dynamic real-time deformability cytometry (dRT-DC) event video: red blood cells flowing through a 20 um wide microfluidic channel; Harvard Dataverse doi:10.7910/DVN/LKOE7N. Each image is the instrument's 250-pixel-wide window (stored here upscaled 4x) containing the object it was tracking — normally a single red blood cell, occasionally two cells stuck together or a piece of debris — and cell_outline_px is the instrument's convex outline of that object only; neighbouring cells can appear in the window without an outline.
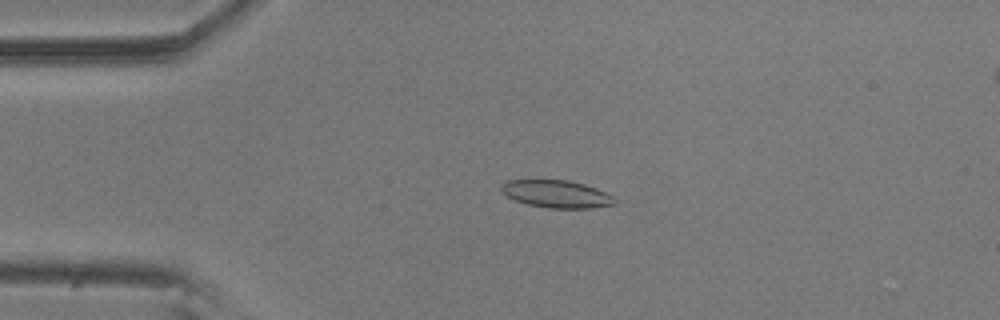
{"species": "common noctule bat (a hibernating species)", "species_latin": "Nyctalus noctula", "temperature_condition": "room temperature", "stored_images_in_passage": 44, "camera_frame_rate_fps": 3000, "um_per_image_px": 0.085, "animal": {"sex": "male", "body_mass_g": 20.5, "forearm_length_mm": 52.5}, "frame": {"image": 1, "passage_image": 12, "time_ms": 3.667, "image_size_px": [1000, 320], "cell_outline_px": [[616, 204], [592, 208], [548, 208], [528, 204], [516, 200], [508, 196], [500, 188], [500, 184], [508, 180], [568, 180], [584, 184], [596, 188], [612, 196], [616, 200]], "centroid_in_image_um": [47.32, 16.49], "position_along_channel_um": 37.7, "area_um2": 18.03}}
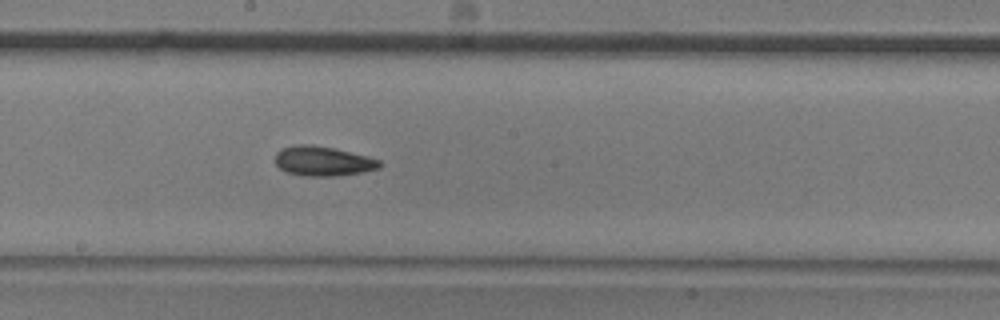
{"frame": {"image": 2, "passage_image": 30, "time_ms": 9.667, "image_size_px": [1000, 320], "cell_outline_px": [[384, 164], [380, 168], [360, 172], [336, 176], [304, 176], [288, 172], [280, 168], [276, 164], [276, 152], [280, 148], [296, 144], [312, 144], [332, 148], [368, 156], [380, 160]], "centroid_in_image_um": [27.45, 13.69], "position_along_channel_um": 220.7, "area_um2": 18.09}}
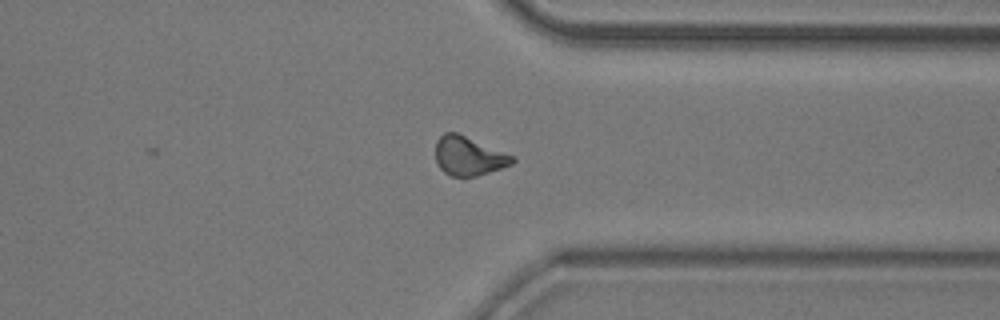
{"frame": {"image": 3, "passage_image": 43, "time_ms": 14.0, "image_size_px": [1000, 320], "cell_outline_px": [[516, 160], [512, 164], [476, 176], [452, 176], [444, 172], [440, 168], [436, 160], [436, 140], [444, 132], [456, 132], [516, 156]], "centroid_in_image_um": [39.85, 13.25], "position_along_channel_um": 371.6, "area_um2": 17.4}}